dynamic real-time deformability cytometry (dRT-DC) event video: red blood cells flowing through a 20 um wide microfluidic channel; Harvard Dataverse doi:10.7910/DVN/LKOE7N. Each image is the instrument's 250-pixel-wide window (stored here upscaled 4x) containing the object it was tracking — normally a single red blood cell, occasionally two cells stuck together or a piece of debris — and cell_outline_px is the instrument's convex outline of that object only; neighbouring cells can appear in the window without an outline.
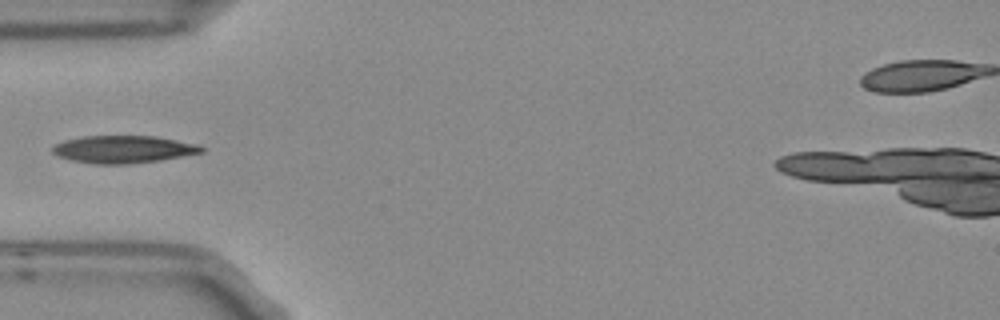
{"species": "Egyptian fruit bat (a non-hibernating species)", "species_latin": "Rousettus aegyptiacus", "temperature_condition": "room temperature", "stored_images_in_passage": 6, "camera_frame_rate_fps": 3000, "um_per_image_px": 0.085, "frame": {"image": 1, "passage_image": 5, "time_ms": 1.333, "image_size_px": [1000, 320], "cell_outline_px": [[204, 152], [160, 160], [128, 164], [92, 164], [72, 160], [56, 156], [52, 152], [52, 144], [64, 140], [84, 136], [156, 136], [200, 144], [204, 148]], "centroid_in_image_um": [10.47, 12.69], "position_along_channel_um": 74.5, "area_um2": 24.1}}
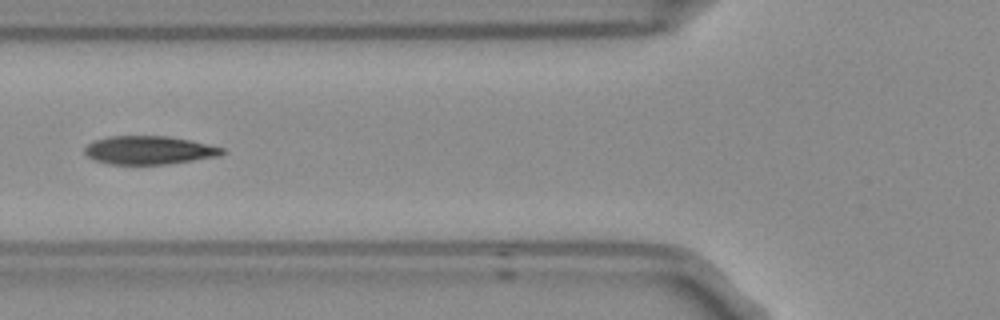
{"frame": {"image": 2, "passage_image": 6, "time_ms": 1.667, "image_size_px": [1000, 320], "cell_outline_px": [[224, 152], [220, 156], [164, 164], [108, 164], [96, 160], [88, 156], [84, 152], [84, 148], [92, 140], [108, 136], [168, 136], [208, 144], [224, 148]], "centroid_in_image_um": [12.64, 12.76], "position_along_channel_um": 113.2, "area_um2": 22.6}}